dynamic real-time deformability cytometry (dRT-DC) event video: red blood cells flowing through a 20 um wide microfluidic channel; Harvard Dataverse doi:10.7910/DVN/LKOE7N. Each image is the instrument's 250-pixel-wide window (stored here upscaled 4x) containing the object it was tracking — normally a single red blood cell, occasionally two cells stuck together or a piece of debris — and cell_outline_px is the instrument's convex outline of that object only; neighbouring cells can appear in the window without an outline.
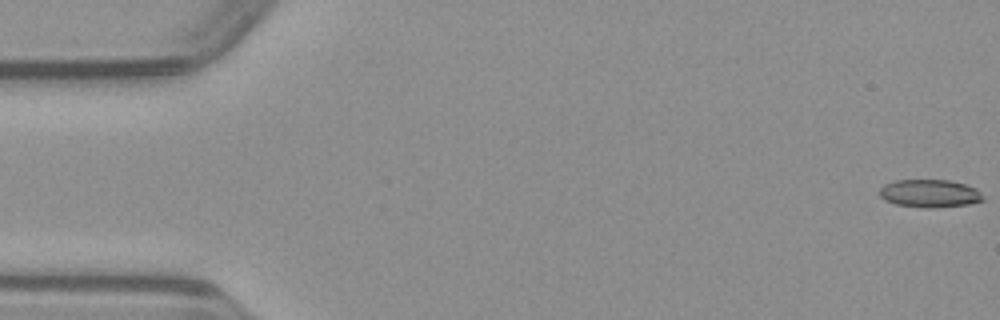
{"species": "common noctule bat (a hibernating species)", "species_latin": "Nyctalus noctula", "temperature_condition": "warm", "stored_images_in_passage": 50, "camera_frame_rate_fps": 3000, "um_per_image_px": 0.085, "animal": {"sex": "male", "body_mass_g": 23.1, "forearm_length_mm": 52.7}, "frame": {"image": 1, "passage_image": 1, "time_ms": 0.0, "image_size_px": [1000, 320], "cell_outline_px": [[984, 200], [968, 204], [932, 208], [924, 208], [896, 204], [884, 200], [880, 196], [880, 188], [884, 184], [892, 180], [948, 180], [964, 184], [976, 188], [980, 192]], "centroid_in_image_um": [78.99, 16.44], "position_along_channel_um": 6.0, "area_um2": 16.82}}
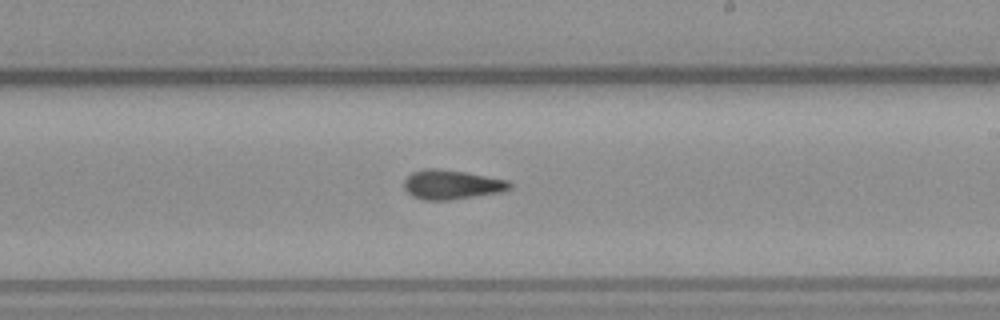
{"frame": {"image": 2, "passage_image": 29, "time_ms": 9.333, "image_size_px": [1000, 320], "cell_outline_px": [[512, 188], [504, 192], [452, 200], [424, 200], [412, 196], [404, 188], [404, 180], [412, 172], [424, 168], [440, 168], [464, 172], [508, 180], [512, 184]], "centroid_in_image_um": [38.41, 15.7], "position_along_channel_um": 250.6, "area_um2": 18.32}}
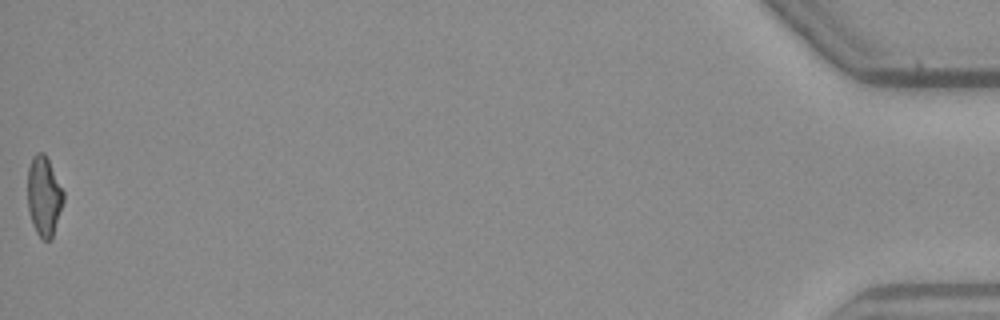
{"frame": {"image": 3, "passage_image": 50, "time_ms": 16.333, "image_size_px": [1000, 320], "cell_outline_px": [[64, 200], [52, 240], [44, 240], [36, 232], [32, 224], [28, 212], [28, 168], [32, 156], [36, 152], [44, 152], [64, 192]], "centroid_in_image_um": [3.73, 16.69], "position_along_channel_um": 431.5, "area_um2": 16.7}}